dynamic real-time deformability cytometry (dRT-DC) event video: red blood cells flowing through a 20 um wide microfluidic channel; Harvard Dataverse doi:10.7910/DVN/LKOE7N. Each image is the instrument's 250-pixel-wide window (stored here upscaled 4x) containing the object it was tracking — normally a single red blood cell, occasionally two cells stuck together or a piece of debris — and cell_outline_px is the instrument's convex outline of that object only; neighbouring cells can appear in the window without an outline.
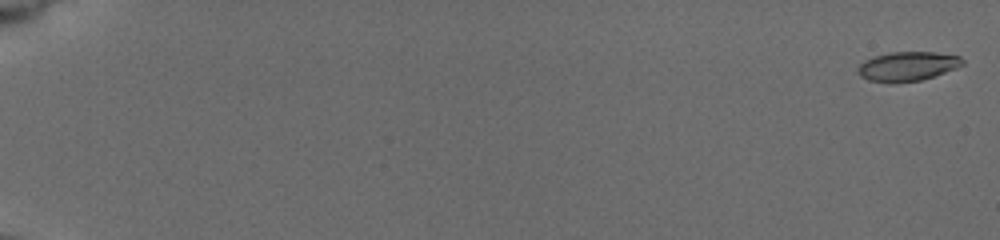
{"species": "common noctule bat (a hibernating species)", "species_latin": "Nyctalus noctula", "temperature_condition": "cold", "stored_images_in_passage": 15, "camera_frame_rate_fps": 3000, "um_per_image_px": 0.085, "animal": {"sex": "female", "body_mass_g": 19.5, "forearm_length_mm": 54.1}, "frame": {"image": 1, "passage_image": 1, "time_ms": 0.0, "image_size_px": [1000, 240], "cell_outline_px": [[964, 64], [956, 68], [920, 80], [868, 80], [860, 76], [856, 72], [856, 68], [864, 60], [876, 56], [892, 52], [936, 52], [960, 56], [964, 60]], "centroid_in_image_um": [77.15, 5.59], "position_along_channel_um": 7.8, "area_um2": 17.22}}
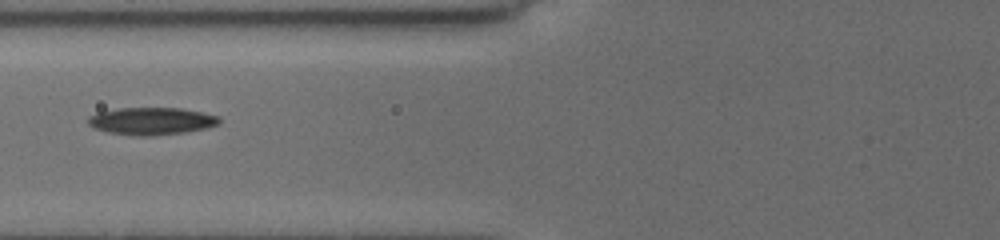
{"frame": {"image": 2, "passage_image": 11, "time_ms": 8.333, "image_size_px": [1000, 240], "cell_outline_px": [[220, 120], [216, 124], [204, 128], [180, 132], [144, 136], [112, 132], [96, 128], [88, 124], [88, 116], [96, 112], [120, 108], [180, 108], [220, 116]], "centroid_in_image_um": [12.84, 10.26], "position_along_channel_um": 113.0, "area_um2": 20.29}}
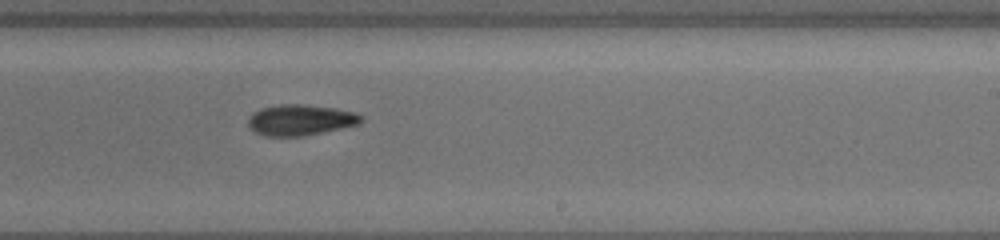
{"frame": {"image": 3, "passage_image": 15, "time_ms": 12.333, "image_size_px": [1000, 240], "cell_outline_px": [[364, 116], [356, 124], [340, 128], [300, 136], [264, 136], [256, 132], [248, 124], [248, 120], [252, 112], [260, 108], [280, 104], [304, 104], [336, 108], [356, 112]], "centroid_in_image_um": [25.5, 10.17], "position_along_channel_um": 263.5, "area_um2": 20.11}}